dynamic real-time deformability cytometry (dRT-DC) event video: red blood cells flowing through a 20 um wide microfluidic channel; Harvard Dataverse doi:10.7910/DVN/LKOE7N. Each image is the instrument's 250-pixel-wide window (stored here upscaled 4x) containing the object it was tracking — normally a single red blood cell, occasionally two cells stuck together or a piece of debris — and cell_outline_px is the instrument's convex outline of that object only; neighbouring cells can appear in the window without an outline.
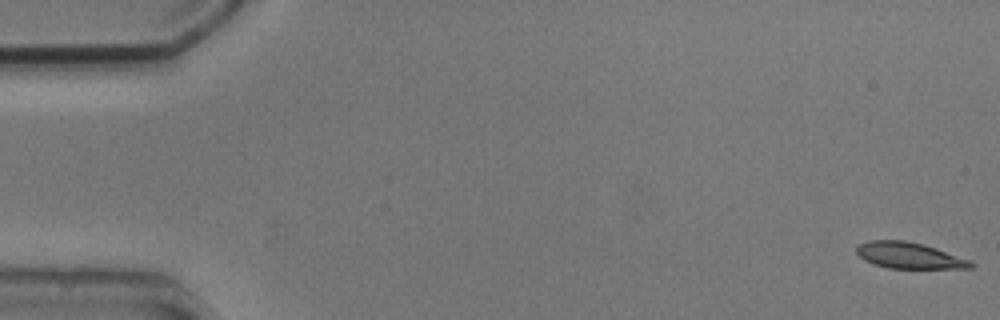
{"species": "common noctule bat (a hibernating species)", "species_latin": "Nyctalus noctula", "temperature_condition": "cold", "stored_images_in_passage": 53, "camera_frame_rate_fps": 3000, "um_per_image_px": 0.085, "animal": {"sex": "male", "body_mass_g": 20.5, "forearm_length_mm": 52.5}, "frame": {"image": 1, "passage_image": 1, "time_ms": 0.0, "image_size_px": [1000, 320], "cell_outline_px": [[976, 264], [972, 268], [888, 268], [864, 260], [856, 252], [856, 244], [868, 240], [904, 240], [924, 244], [972, 260]], "centroid_in_image_um": [77.3, 21.7], "position_along_channel_um": 7.7, "area_um2": 17.57}}
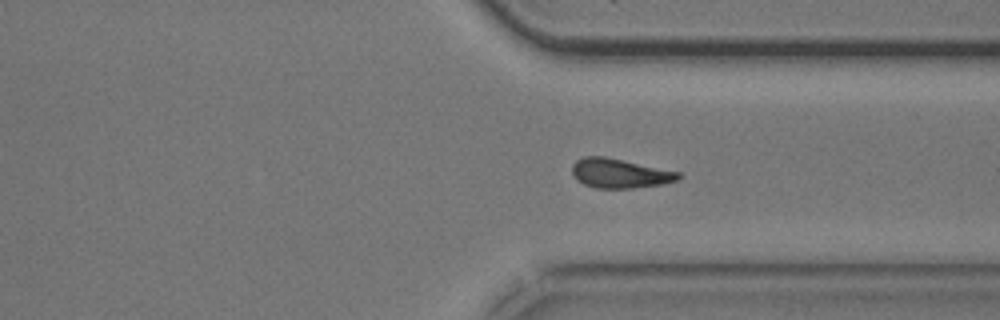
{"frame": {"image": 2, "passage_image": 40, "time_ms": 13.0, "image_size_px": [1000, 320], "cell_outline_px": [[684, 176], [676, 180], [664, 184], [632, 188], [596, 188], [584, 184], [572, 172], [572, 164], [576, 160], [584, 156], [604, 156], [680, 172]], "centroid_in_image_um": [52.71, 14.73], "position_along_channel_um": 358.7, "area_um2": 18.09}}
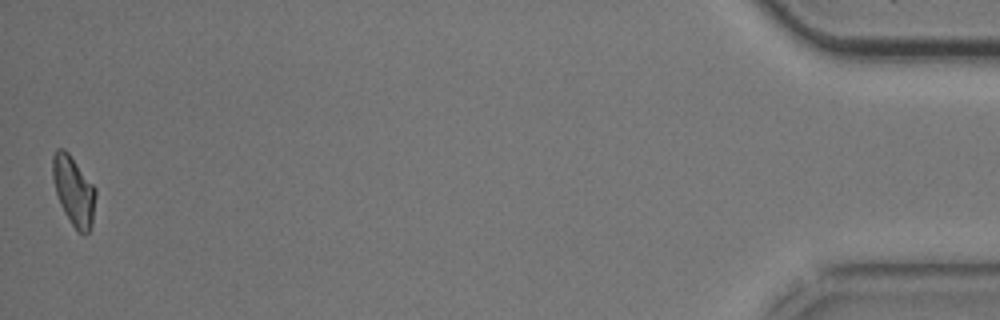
{"frame": {"image": 3, "passage_image": 53, "time_ms": 17.333, "image_size_px": [1000, 320], "cell_outline_px": [[96, 196], [92, 224], [88, 232], [84, 236], [76, 232], [64, 212], [60, 204], [56, 192], [52, 176], [52, 156], [56, 148], [64, 148], [68, 152], [96, 188]], "centroid_in_image_um": [6.26, 16.24], "position_along_channel_um": 428.9, "area_um2": 17.57}, "authors_computed_cell_mechanics": {"area_um2": 18.1492, "velocity_mm_per_s": 3.7829, "shape_relaxation_time_tau1_ms": 3.1208, "shape_relaxation_time_tau2_ms": 4.244, "deformation_change_tau1": 0.1164, "deformation_change_tau2": 0.1106}}